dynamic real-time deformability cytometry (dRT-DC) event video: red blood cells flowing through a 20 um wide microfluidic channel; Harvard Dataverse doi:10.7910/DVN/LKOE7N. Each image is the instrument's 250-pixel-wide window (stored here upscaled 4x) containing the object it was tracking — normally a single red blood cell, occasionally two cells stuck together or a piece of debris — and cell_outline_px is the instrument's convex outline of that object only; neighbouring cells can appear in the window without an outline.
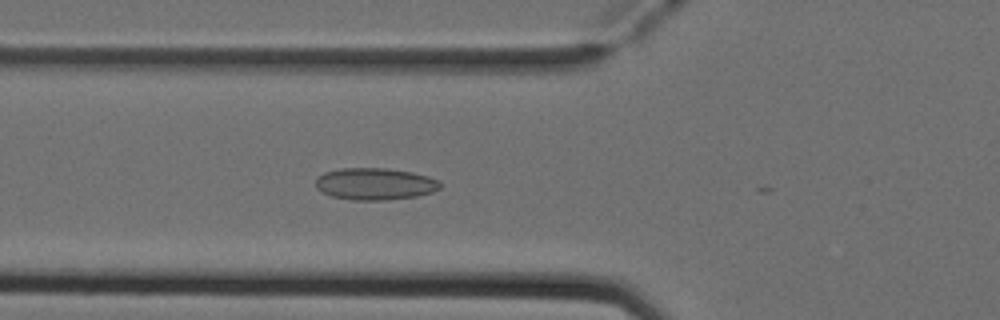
{"species": "Egyptian fruit bat (a non-hibernating species)", "species_latin": "Rousettus aegyptiacus", "temperature_condition": "cold", "stored_images_in_passage": 20, "camera_frame_rate_fps": 3000, "um_per_image_px": 0.085, "animal": {"sex": "female"}, "frame": {"image": 1, "passage_image": 19, "time_ms": 6.0, "image_size_px": [1000, 320], "cell_outline_px": [[440, 188], [432, 192], [416, 196], [388, 200], [352, 200], [332, 196], [320, 192], [316, 188], [316, 180], [324, 172], [340, 168], [388, 168], [412, 172], [428, 176], [440, 180]], "centroid_in_image_um": [31.87, 15.63], "position_along_channel_um": 93.9, "area_um2": 23.29}}